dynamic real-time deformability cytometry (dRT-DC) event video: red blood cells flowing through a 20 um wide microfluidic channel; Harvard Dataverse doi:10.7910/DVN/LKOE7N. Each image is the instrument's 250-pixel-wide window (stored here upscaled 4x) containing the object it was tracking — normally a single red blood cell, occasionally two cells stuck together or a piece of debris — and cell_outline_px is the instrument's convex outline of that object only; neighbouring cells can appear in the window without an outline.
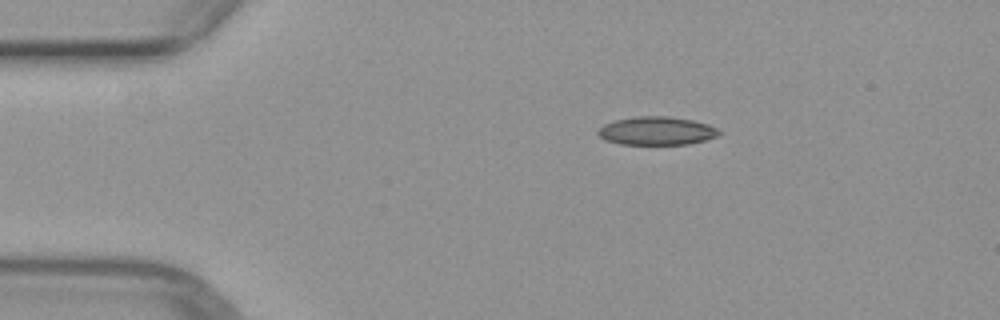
{"species": "common noctule bat (a hibernating species)", "species_latin": "Nyctalus noctula", "temperature_condition": "warm", "stored_images_in_passage": 20, "camera_frame_rate_fps": 3000, "um_per_image_px": 0.085, "animal": {"sex": "female", "body_mass_g": 29.2, "forearm_length_mm": 56.3}, "frame": {"image": 1, "passage_image": 1, "time_ms": 0.0, "image_size_px": [1000, 320], "cell_outline_px": [[720, 132], [716, 136], [704, 140], [688, 144], [620, 144], [604, 140], [596, 132], [604, 124], [612, 120], [636, 116], [668, 116], [692, 120], [708, 124], [716, 128]], "centroid_in_image_um": [55.76, 11.11], "position_along_channel_um": 29.2, "area_um2": 19.94}}
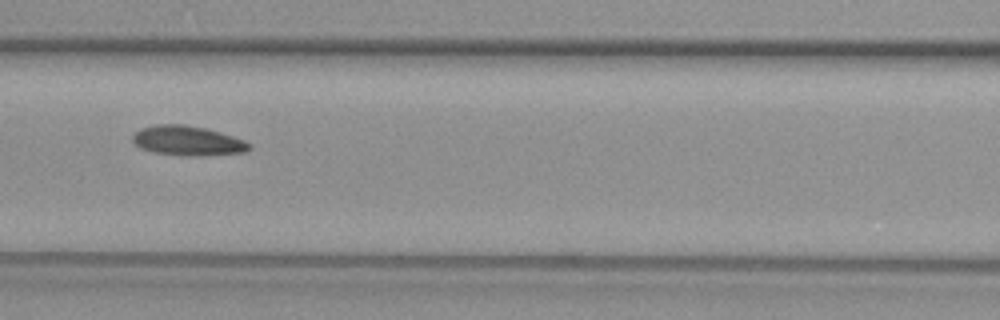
{"frame": {"image": 2, "passage_image": 14, "time_ms": 4.333, "image_size_px": [1000, 320], "cell_outline_px": [[252, 148], [244, 152], [192, 156], [184, 156], [152, 152], [140, 148], [132, 140], [132, 136], [140, 128], [156, 124], [184, 124], [204, 128], [220, 132], [244, 140], [252, 144]], "centroid_in_image_um": [15.93, 11.96], "position_along_channel_um": 150.7, "area_um2": 20.17}}
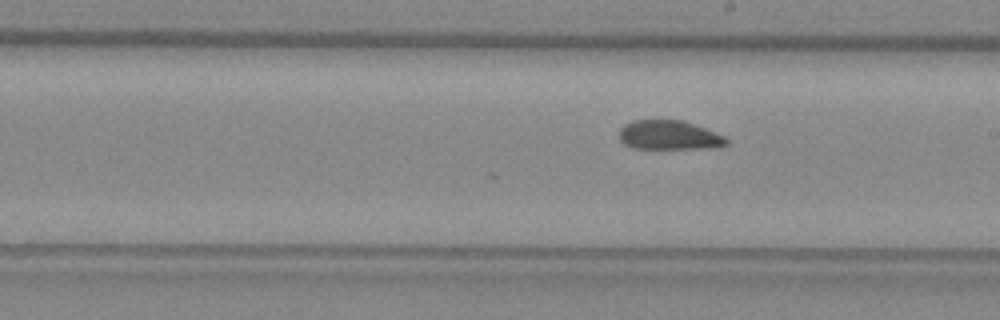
{"frame": {"image": 3, "passage_image": 20, "time_ms": 6.333, "image_size_px": [1000, 320], "cell_outline_px": [[728, 144], [720, 148], [632, 148], [624, 144], [620, 140], [620, 128], [624, 124], [632, 120], [680, 120], [704, 128], [724, 136], [728, 140]], "centroid_in_image_um": [56.87, 11.49], "position_along_channel_um": 232.1, "area_um2": 18.21}}